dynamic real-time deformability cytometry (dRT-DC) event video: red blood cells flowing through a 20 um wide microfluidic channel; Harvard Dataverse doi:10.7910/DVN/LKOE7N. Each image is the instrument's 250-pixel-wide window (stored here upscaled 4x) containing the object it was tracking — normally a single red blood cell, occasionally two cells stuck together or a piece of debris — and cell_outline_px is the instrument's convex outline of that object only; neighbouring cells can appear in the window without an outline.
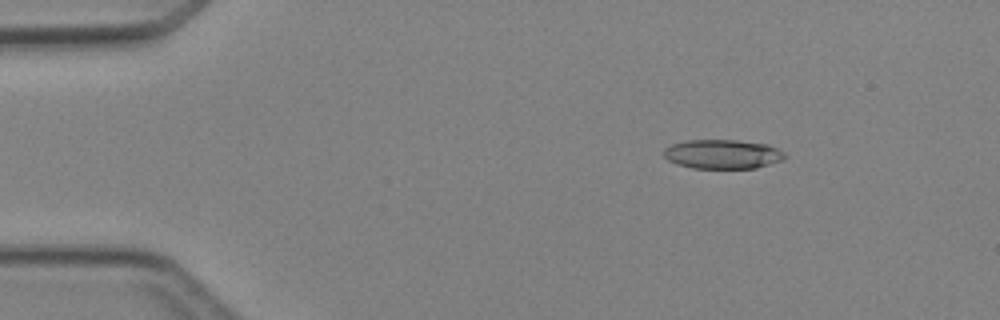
{"species": "Egyptian fruit bat (a non-hibernating species)", "species_latin": "Rousettus aegyptiacus", "temperature_condition": "cold", "stored_images_in_passage": 5, "camera_frame_rate_fps": 3000, "um_per_image_px": 0.085, "animal": {"sex": "female"}, "frame": {"image": 1, "passage_image": 2, "time_ms": 1.333, "image_size_px": [1000, 320], "cell_outline_px": [[784, 160], [756, 168], [692, 168], [676, 164], [668, 160], [664, 156], [664, 148], [672, 144], [688, 140], [736, 140], [768, 144], [784, 152]], "centroid_in_image_um": [61.41, 13.1], "position_along_channel_um": 23.6, "area_um2": 20.63}}
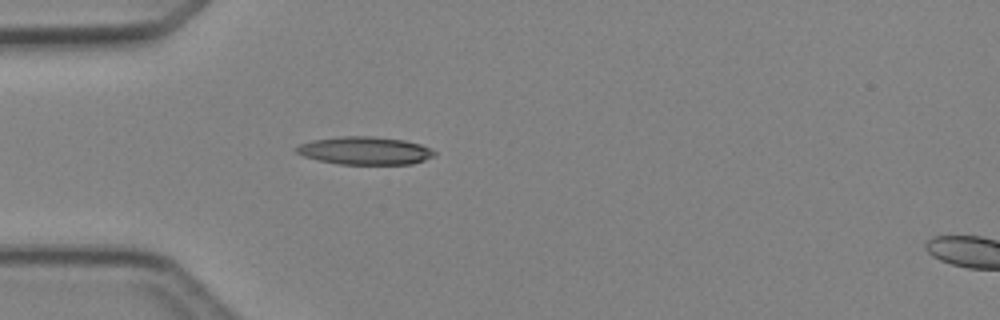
{"frame": {"image": 2, "passage_image": 4, "time_ms": 3.667, "image_size_px": [1000, 320], "cell_outline_px": [[436, 156], [412, 164], [340, 164], [316, 160], [304, 156], [296, 152], [296, 148], [300, 144], [312, 140], [340, 136], [372, 136], [404, 140], [420, 144], [436, 152]], "centroid_in_image_um": [31.02, 12.8], "position_along_channel_um": 54.0, "area_um2": 22.43}}